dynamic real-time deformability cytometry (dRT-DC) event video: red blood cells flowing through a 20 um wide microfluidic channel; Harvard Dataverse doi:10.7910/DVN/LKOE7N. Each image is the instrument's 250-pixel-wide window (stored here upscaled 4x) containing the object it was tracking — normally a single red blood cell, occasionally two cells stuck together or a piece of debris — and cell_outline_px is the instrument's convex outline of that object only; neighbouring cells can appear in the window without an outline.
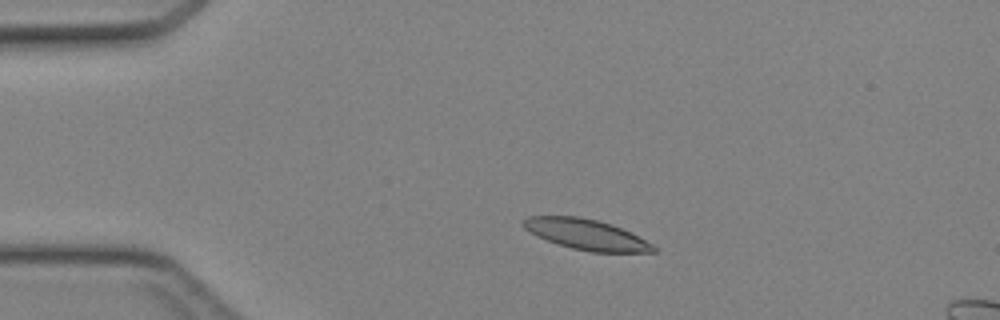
{"species": "Egyptian fruit bat (a non-hibernating species)", "species_latin": "Rousettus aegyptiacus", "temperature_condition": "cold", "stored_images_in_passage": 38, "camera_frame_rate_fps": 3000, "um_per_image_px": 0.085, "animal": {"sex": "female"}, "frame": {"image": 1, "passage_image": 2, "time_ms": 0.333, "image_size_px": [1000, 320], "cell_outline_px": [[656, 252], [592, 252], [572, 248], [536, 236], [524, 228], [520, 224], [520, 220], [528, 216], [580, 216], [612, 224], [652, 244], [656, 248]], "centroid_in_image_um": [49.76, 19.91], "position_along_channel_um": 35.2, "area_um2": 22.89}}
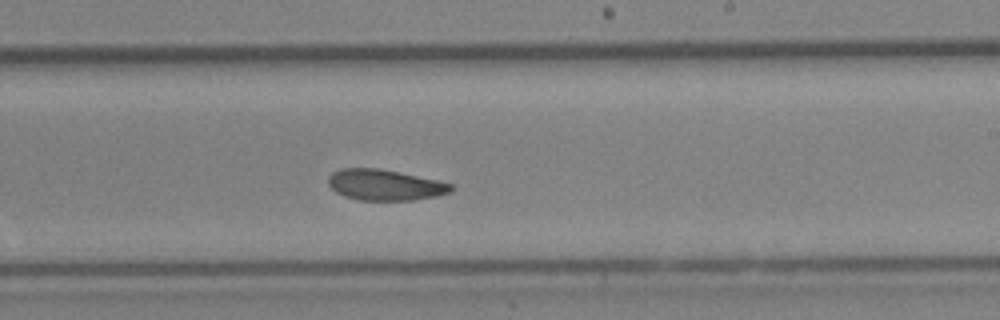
{"frame": {"image": 2, "passage_image": 20, "time_ms": 6.333, "image_size_px": [1000, 320], "cell_outline_px": [[452, 192], [436, 196], [412, 200], [360, 200], [344, 196], [336, 192], [328, 184], [328, 176], [332, 172], [340, 168], [376, 168], [400, 172], [436, 180], [452, 184]], "centroid_in_image_um": [32.69, 15.71], "position_along_channel_um": 256.3, "area_um2": 22.02}}
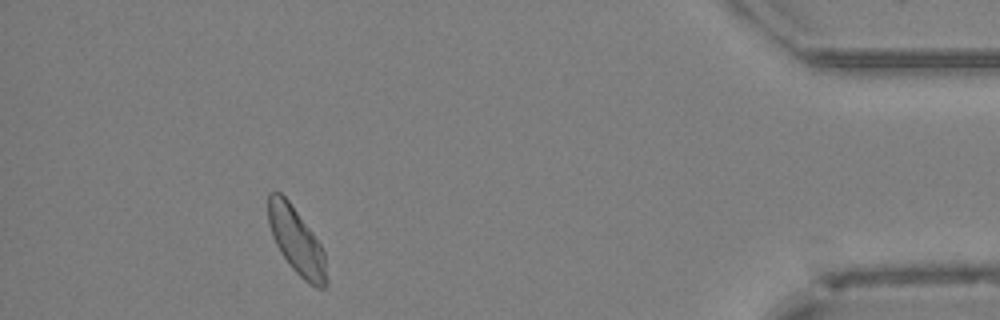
{"frame": {"image": 3, "passage_image": 34, "time_ms": 11.0, "image_size_px": [1000, 320], "cell_outline_px": [[328, 284], [324, 288], [316, 288], [304, 280], [292, 268], [276, 244], [272, 236], [268, 224], [268, 192], [280, 192], [288, 200], [312, 232], [320, 244], [324, 252], [328, 280]], "centroid_in_image_um": [25.21, 20.5], "position_along_channel_um": 410.0, "area_um2": 22.43}}